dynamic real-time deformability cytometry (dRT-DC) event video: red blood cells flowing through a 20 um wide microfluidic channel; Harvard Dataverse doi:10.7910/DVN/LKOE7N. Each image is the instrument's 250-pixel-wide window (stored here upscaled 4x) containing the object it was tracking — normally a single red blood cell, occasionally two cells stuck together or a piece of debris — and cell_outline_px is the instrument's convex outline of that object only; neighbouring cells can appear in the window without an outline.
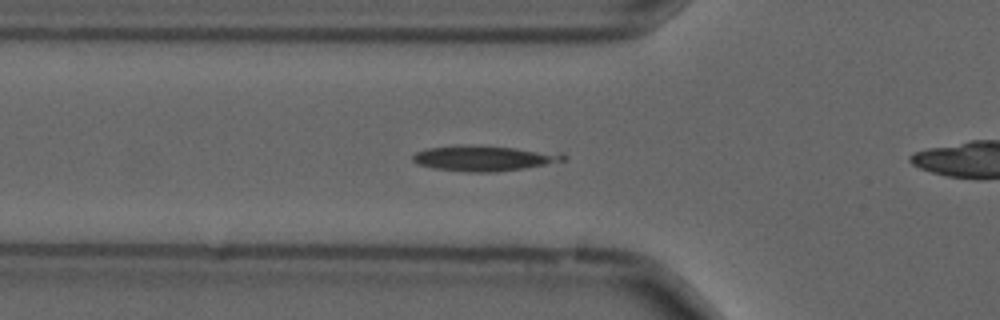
{"species": "common noctule bat (a hibernating species)", "species_latin": "Nyctalus noctula", "temperature_condition": "cold", "stored_images_in_passage": 44, "camera_frame_rate_fps": 3000, "um_per_image_px": 0.085, "animal": {"sex": "male", "forearm_length_mm": 52.5}, "frame": {"image": 1, "passage_image": 18, "time_ms": 5.667, "image_size_px": [1000, 320], "cell_outline_px": [[568, 156], [564, 160], [524, 168], [496, 172], [468, 172], [432, 168], [420, 164], [412, 160], [412, 156], [416, 152], [428, 148], [512, 148], [564, 152]], "centroid_in_image_um": [41.23, 13.5], "position_along_channel_um": 84.6, "area_um2": 21.04}}
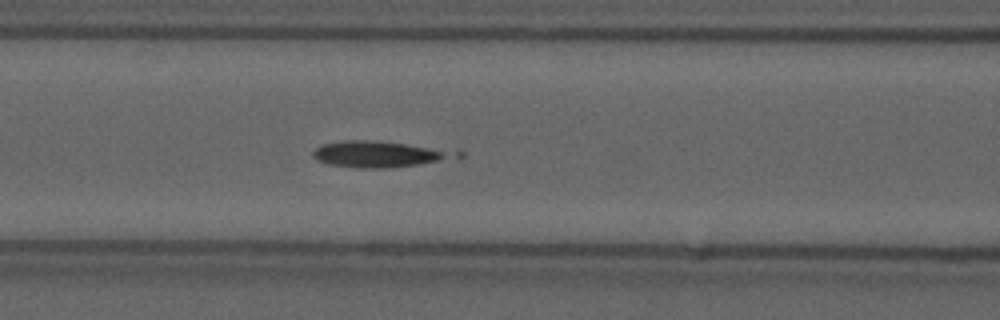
{"frame": {"image": 2, "passage_image": 22, "time_ms": 7.0, "image_size_px": [1000, 320], "cell_outline_px": [[444, 156], [436, 160], [420, 164], [388, 168], [364, 168], [328, 164], [316, 160], [312, 156], [312, 152], [316, 148], [324, 144], [344, 140], [364, 140], [404, 144], [428, 148], [440, 152]], "centroid_in_image_um": [31.75, 13.11], "position_along_channel_um": 134.8, "area_um2": 19.83}}